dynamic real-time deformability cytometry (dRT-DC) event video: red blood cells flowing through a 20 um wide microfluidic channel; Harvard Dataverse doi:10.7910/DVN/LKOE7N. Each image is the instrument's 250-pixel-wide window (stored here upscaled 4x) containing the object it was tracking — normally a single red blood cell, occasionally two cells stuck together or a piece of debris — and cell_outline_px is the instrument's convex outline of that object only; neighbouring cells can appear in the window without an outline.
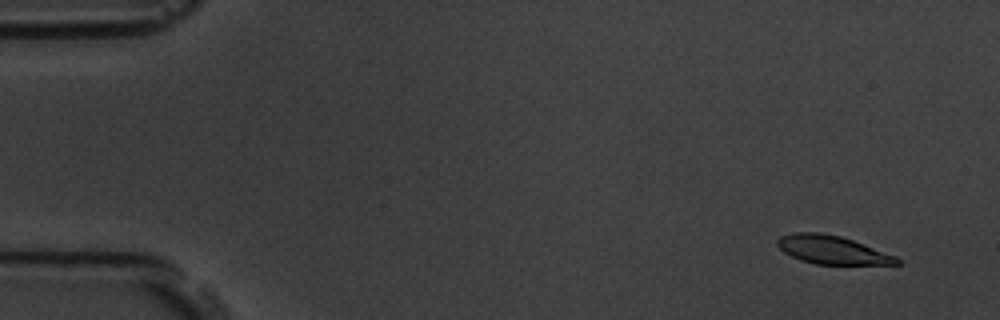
{"species": "common noctule bat (a hibernating species)", "species_latin": "Nyctalus noctula", "temperature_condition": "room temperature", "stored_images_in_passage": 5, "camera_frame_rate_fps": 3000, "um_per_image_px": 0.085, "animal": {"sex": "male", "body_mass_g": 19.5, "forearm_length_mm": 54.6}, "frame": {"image": 1, "passage_image": 1, "time_ms": 0.0, "image_size_px": [1000, 320], "cell_outline_px": [[900, 264], [816, 264], [800, 260], [784, 252], [776, 244], [776, 240], [780, 236], [792, 232], [820, 232], [840, 236], [852, 240], [896, 256], [900, 260]], "centroid_in_image_um": [70.69, 21.23], "position_along_channel_um": 14.3, "area_um2": 19.59}}
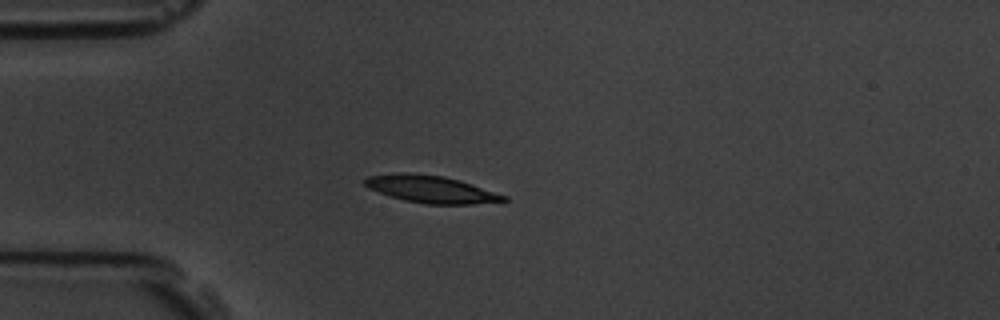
{"frame": {"image": 2, "passage_image": 4, "time_ms": 3.667, "image_size_px": [1000, 320], "cell_outline_px": [[508, 200], [472, 204], [424, 204], [404, 200], [368, 188], [364, 184], [364, 176], [392, 172], [408, 172], [444, 176], [460, 180], [508, 196]], "centroid_in_image_um": [36.6, 16.06], "position_along_channel_um": 48.4, "area_um2": 22.2}}